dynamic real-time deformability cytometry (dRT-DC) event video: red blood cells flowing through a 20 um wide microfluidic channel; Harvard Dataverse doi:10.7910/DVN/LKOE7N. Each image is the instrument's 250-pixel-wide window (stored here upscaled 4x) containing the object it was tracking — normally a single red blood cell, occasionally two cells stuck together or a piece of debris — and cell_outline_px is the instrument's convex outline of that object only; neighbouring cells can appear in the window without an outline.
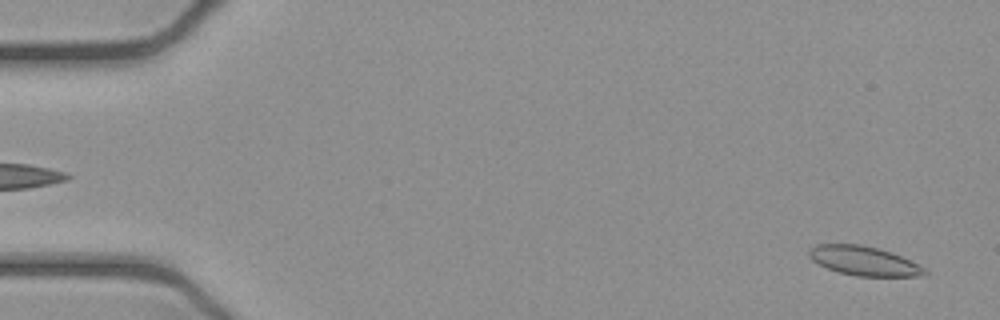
{"species": "common noctule bat (a hibernating species)", "species_latin": "Nyctalus noctula", "temperature_condition": "cold", "stored_images_in_passage": 53, "camera_frame_rate_fps": 3000, "um_per_image_px": 0.085, "animal": {"sex": "female", "body_mass_g": 21.9}, "frame": {"image": 1, "passage_image": 2, "time_ms": 0.333, "image_size_px": [1000, 320], "cell_outline_px": [[928, 276], [856, 276], [840, 272], [828, 268], [812, 260], [808, 256], [808, 248], [816, 244], [860, 244], [880, 248], [892, 252], [924, 268], [928, 272]], "centroid_in_image_um": [73.41, 22.16], "position_along_channel_um": 11.6, "area_um2": 19.71}}
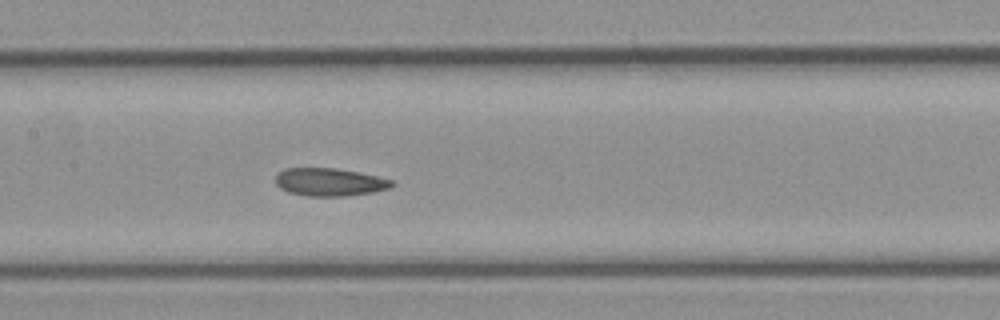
{"frame": {"image": 2, "passage_image": 25, "time_ms": 8.0, "image_size_px": [1000, 320], "cell_outline_px": [[396, 184], [392, 188], [372, 192], [344, 196], [308, 196], [288, 192], [280, 188], [276, 184], [276, 176], [284, 168], [336, 168], [360, 172], [392, 180]], "centroid_in_image_um": [28.04, 15.47], "position_along_channel_um": 179.4, "area_um2": 18.96}}
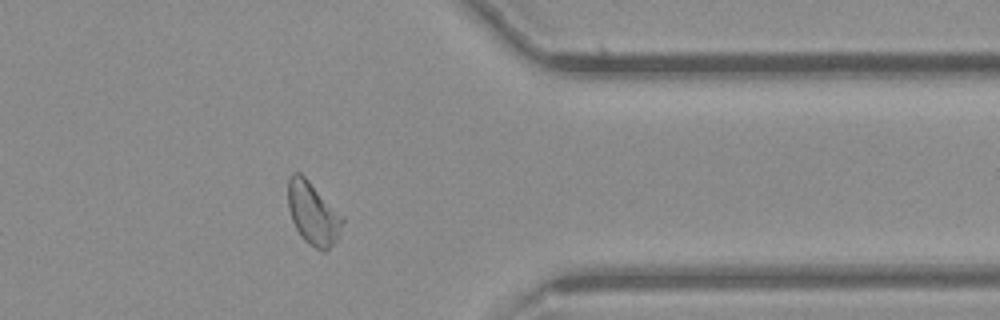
{"frame": {"image": 3, "passage_image": 42, "time_ms": 13.667, "image_size_px": [1000, 320], "cell_outline_px": [[344, 220], [336, 240], [324, 252], [308, 244], [300, 236], [292, 220], [288, 208], [288, 176], [292, 172], [300, 172], [344, 216]], "centroid_in_image_um": [26.58, 18.12], "position_along_channel_um": 384.8, "area_um2": 19.88}, "authors_computed_cell_mechanics": {"area_um2": 19.8832, "velocity_mm_per_s": 3.8767, "shape_relaxation_time_tau1_ms": null, "shape_relaxation_time_tau2_ms": 3.1309, "deformation_change_tau1": null, "deformation_change_tau2": 0.0891}}